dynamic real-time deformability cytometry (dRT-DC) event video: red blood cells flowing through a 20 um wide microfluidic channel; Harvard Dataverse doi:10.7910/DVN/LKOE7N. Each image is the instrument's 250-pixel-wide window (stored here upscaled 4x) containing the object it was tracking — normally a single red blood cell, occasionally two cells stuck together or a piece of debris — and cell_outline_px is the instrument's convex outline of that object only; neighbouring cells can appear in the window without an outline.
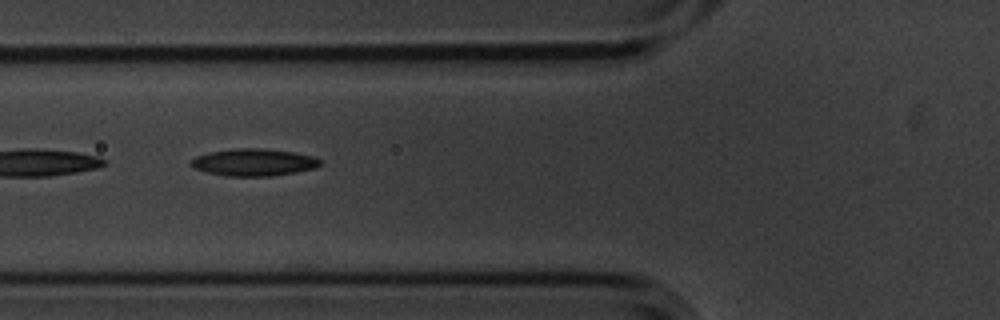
{"species": "common noctule bat (a hibernating species)", "species_latin": "Nyctalus noctula", "temperature_condition": "cold", "stored_images_in_passage": 6, "camera_frame_rate_fps": 3000, "um_per_image_px": 0.085, "animal": {"sex": "male", "body_mass_g": 20.1, "forearm_length_mm": 53.5}, "frame": {"image": 1, "passage_image": 5, "time_ms": 1.333, "image_size_px": [1000, 320], "cell_outline_px": [[320, 164], [316, 168], [272, 176], [224, 176], [208, 172], [196, 168], [192, 164], [192, 160], [196, 156], [208, 152], [232, 148], [260, 148], [292, 152], [316, 156], [320, 160]], "centroid_in_image_um": [21.59, 13.79], "position_along_channel_um": 104.2, "area_um2": 20.35}}
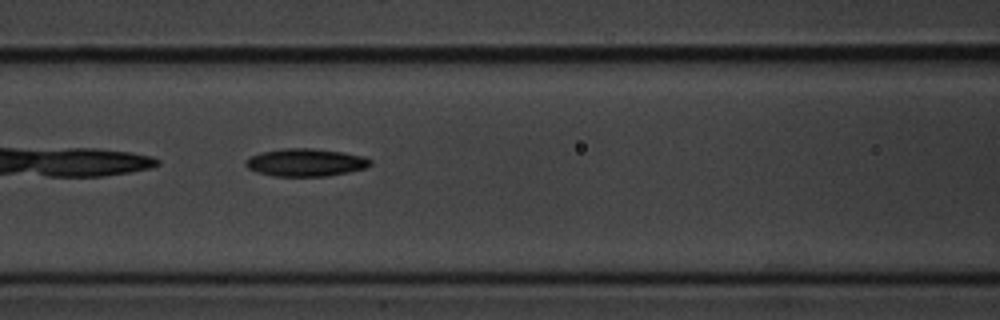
{"frame": {"image": 2, "passage_image": 6, "time_ms": 1.667, "image_size_px": [1000, 320], "cell_outline_px": [[372, 164], [364, 168], [348, 172], [328, 176], [272, 176], [256, 172], [248, 168], [244, 164], [244, 160], [260, 152], [284, 148], [312, 148], [340, 152], [364, 156], [372, 160]], "centroid_in_image_um": [25.95, 13.81], "position_along_channel_um": 140.6, "area_um2": 20.17}}